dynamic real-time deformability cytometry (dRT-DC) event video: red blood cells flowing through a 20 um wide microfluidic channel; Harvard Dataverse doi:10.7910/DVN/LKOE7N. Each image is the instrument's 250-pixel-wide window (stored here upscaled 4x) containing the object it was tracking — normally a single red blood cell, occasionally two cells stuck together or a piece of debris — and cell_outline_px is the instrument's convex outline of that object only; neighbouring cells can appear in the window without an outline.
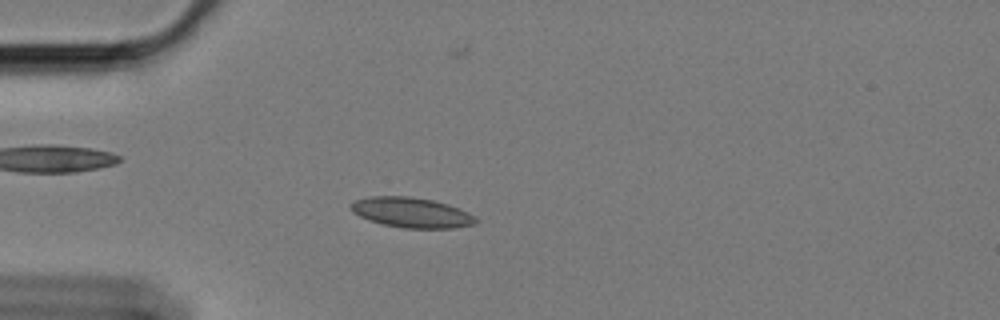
{"species": "Egyptian fruit bat (a non-hibernating species)", "species_latin": "Rousettus aegyptiacus", "temperature_condition": "cold", "stored_images_in_passage": 61, "camera_frame_rate_fps": 3000, "um_per_image_px": 0.085, "animal": {"sex": "female"}, "frame": {"image": 1, "passage_image": 17, "time_ms": 5.333, "image_size_px": [1000, 320], "cell_outline_px": [[476, 224], [452, 228], [404, 228], [384, 224], [368, 220], [352, 212], [348, 208], [348, 204], [356, 200], [368, 196], [412, 196], [432, 200], [448, 204], [468, 212], [476, 216]], "centroid_in_image_um": [34.94, 18.05], "position_along_channel_um": 50.1, "area_um2": 22.08}}
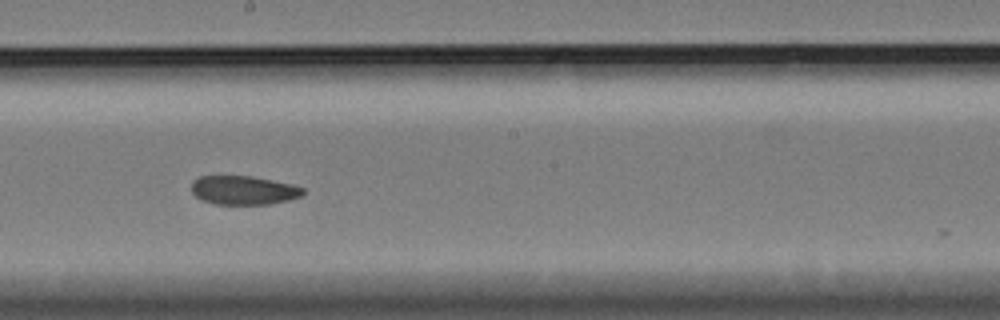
{"frame": {"image": 2, "passage_image": 34, "time_ms": 11.0, "image_size_px": [1000, 320], "cell_outline_px": [[304, 192], [300, 196], [288, 200], [272, 204], [216, 204], [200, 200], [192, 192], [192, 180], [200, 176], [252, 176], [292, 184], [304, 188]], "centroid_in_image_um": [20.69, 16.17], "position_along_channel_um": 227.5, "area_um2": 18.79}}
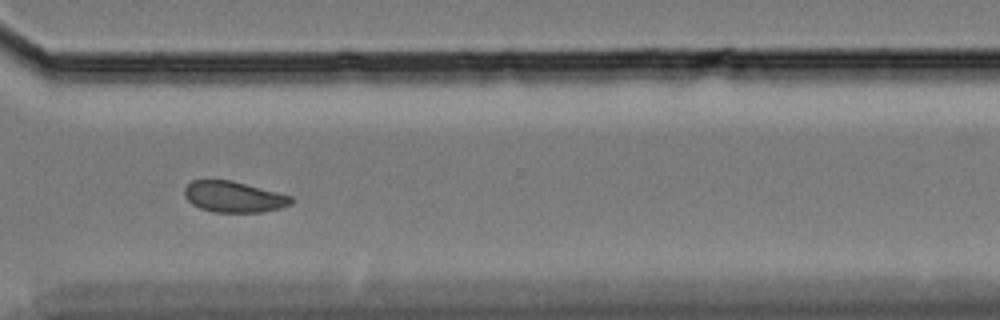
{"frame": {"image": 3, "passage_image": 45, "time_ms": 14.667, "image_size_px": [1000, 320], "cell_outline_px": [[292, 204], [280, 208], [260, 212], [212, 212], [200, 208], [192, 204], [184, 196], [184, 188], [192, 180], [232, 180], [292, 196]], "centroid_in_image_um": [19.85, 16.73], "position_along_channel_um": 350.7, "area_um2": 19.25}, "authors_computed_cell_mechanics": {"area_um2": 20.1144, "velocity_mm_per_s": 3.3622, "shape_relaxation_time_tau1_ms": null, "shape_relaxation_time_tau2_ms": 3.6111, "deformation_change_tau1": null, "deformation_change_tau2": 0.0578}}